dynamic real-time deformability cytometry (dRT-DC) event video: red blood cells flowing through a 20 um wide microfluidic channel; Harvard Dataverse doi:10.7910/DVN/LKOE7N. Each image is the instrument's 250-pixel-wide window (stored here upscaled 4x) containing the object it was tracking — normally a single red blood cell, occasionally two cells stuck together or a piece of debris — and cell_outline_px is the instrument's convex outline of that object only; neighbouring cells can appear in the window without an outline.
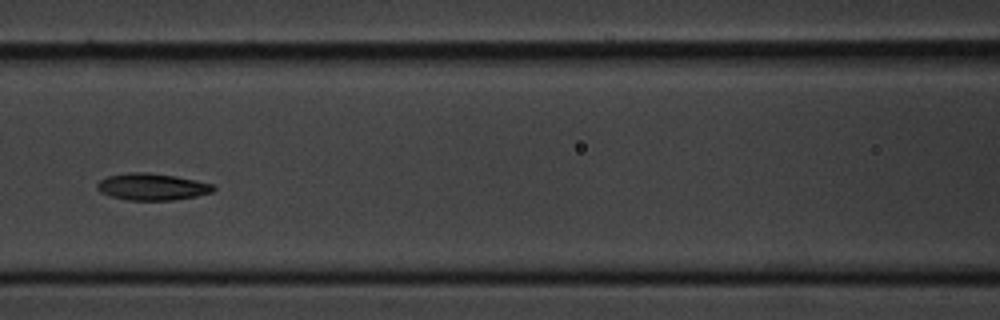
{"species": "common noctule bat (a hibernating species)", "species_latin": "Nyctalus noctula", "temperature_condition": "cold", "stored_images_in_passage": 5, "camera_frame_rate_fps": 3000, "um_per_image_px": 0.085, "animal": {"sex": "male", "body_mass_g": 20.1, "forearm_length_mm": 53.5}, "frame": {"image": 1, "passage_image": 5, "time_ms": 4.667, "image_size_px": [1000, 320], "cell_outline_px": [[216, 188], [212, 192], [196, 196], [172, 200], [128, 200], [112, 196], [100, 192], [96, 188], [96, 184], [100, 180], [108, 176], [128, 172], [148, 172], [176, 176], [196, 180], [212, 184]], "centroid_in_image_um": [12.91, 15.87], "position_along_channel_um": 153.7, "area_um2": 18.15}}